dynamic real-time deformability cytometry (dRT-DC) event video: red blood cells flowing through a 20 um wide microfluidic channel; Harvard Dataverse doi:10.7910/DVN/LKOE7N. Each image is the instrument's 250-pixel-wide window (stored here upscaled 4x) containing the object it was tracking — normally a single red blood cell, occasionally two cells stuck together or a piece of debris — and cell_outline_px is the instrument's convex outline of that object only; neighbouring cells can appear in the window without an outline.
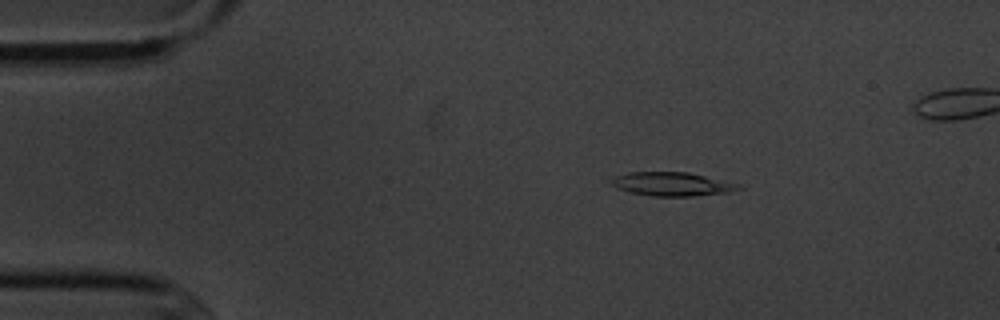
{"species": "common noctule bat (a hibernating species)", "species_latin": "Nyctalus noctula", "temperature_condition": "cold", "stored_images_in_passage": 14, "segment_of_instrument_passage": [1, 2], "camera_frame_rate_fps": 3000, "um_per_image_px": 0.085, "animal": {"sex": "male", "body_mass_g": 20.1, "forearm_length_mm": 53.5}, "frame": {"image": 1, "passage_image": 1, "time_ms": 0.0, "image_size_px": [1000, 320], "cell_outline_px": [[744, 188], [728, 192], [692, 196], [652, 196], [632, 192], [616, 188], [612, 184], [612, 180], [616, 176], [628, 172], [688, 172], [736, 184]], "centroid_in_image_um": [57.09, 15.65], "position_along_channel_um": 27.9, "area_um2": 17.17}}
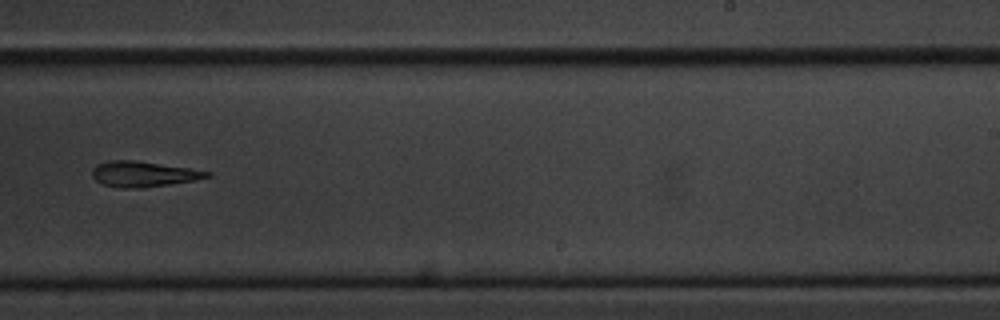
{"frame": {"image": 2, "passage_image": 8, "time_ms": 8.333, "image_size_px": [1000, 320], "cell_outline_px": [[212, 176], [196, 180], [140, 188], [124, 188], [104, 184], [96, 180], [92, 176], [92, 168], [96, 164], [112, 160], [136, 160], [188, 168], [212, 172]], "centroid_in_image_um": [12.19, 14.78], "position_along_channel_um": 276.8, "area_um2": 16.94}}
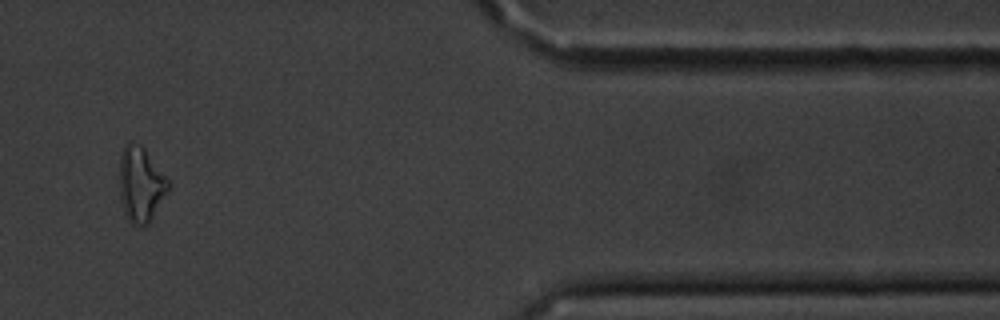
{"frame": {"image": 3, "passage_image": 11, "time_ms": 12.667, "image_size_px": [1000, 320], "cell_outline_px": [[172, 184], [148, 224], [140, 228], [132, 224], [128, 220], [124, 212], [120, 200], [120, 152], [124, 144], [128, 140], [132, 140], [140, 144], [144, 148]], "centroid_in_image_um": [11.95, 15.65], "position_along_channel_um": 399.4, "area_um2": 21.68}}